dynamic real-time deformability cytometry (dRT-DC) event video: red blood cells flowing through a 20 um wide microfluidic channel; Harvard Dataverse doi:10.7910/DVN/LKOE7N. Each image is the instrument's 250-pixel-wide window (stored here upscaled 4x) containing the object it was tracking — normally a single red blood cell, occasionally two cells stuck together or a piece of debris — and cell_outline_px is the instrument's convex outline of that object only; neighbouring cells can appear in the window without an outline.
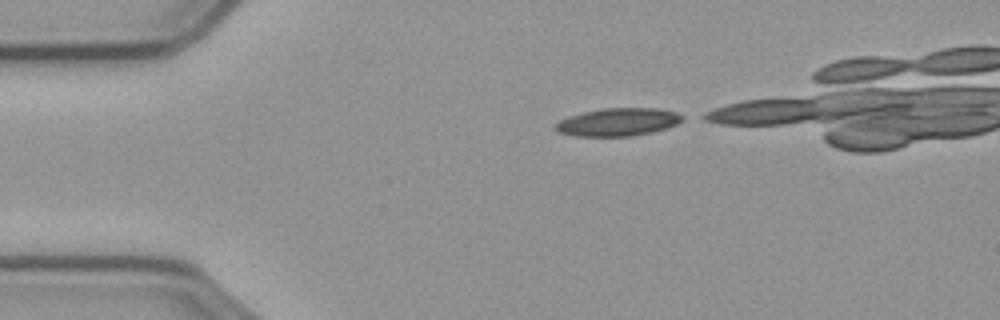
{"species": "common noctule bat (a hibernating species)", "species_latin": "Nyctalus noctula", "temperature_condition": "cold", "stored_images_in_passage": 21, "camera_frame_rate_fps": 3000, "um_per_image_px": 0.085, "animal": {"sex": "male", "body_mass_g": 23.1, "forearm_length_mm": 52.7}, "frame": {"image": 1, "passage_image": 1, "time_ms": 0.0, "image_size_px": [1000, 320], "cell_outline_px": [[684, 120], [668, 128], [652, 132], [632, 136], [576, 136], [560, 132], [552, 128], [552, 124], [568, 116], [584, 112], [604, 108], [656, 108], [676, 112], [684, 116]], "centroid_in_image_um": [52.52, 10.37], "position_along_channel_um": 32.5, "area_um2": 20.75}}
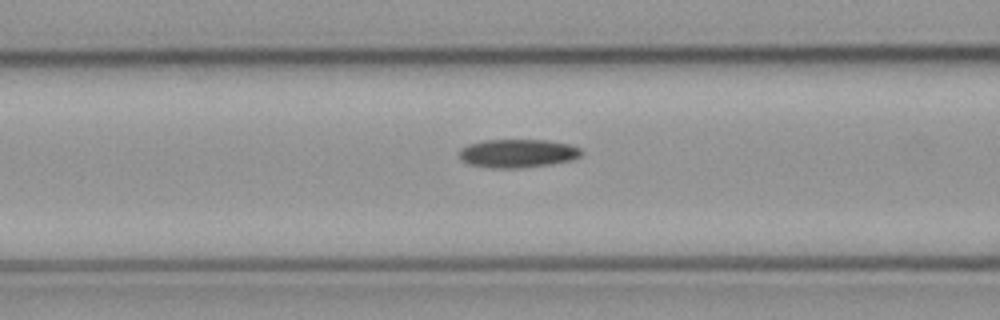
{"frame": {"image": 2, "passage_image": 12, "time_ms": 3.667, "image_size_px": [1000, 320], "cell_outline_px": [[584, 152], [580, 156], [572, 160], [552, 164], [520, 168], [492, 168], [468, 164], [460, 160], [460, 148], [468, 144], [484, 140], [548, 140], [572, 144], [580, 148]], "centroid_in_image_um": [44.02, 13.03], "position_along_channel_um": 122.6, "area_um2": 20.52}}
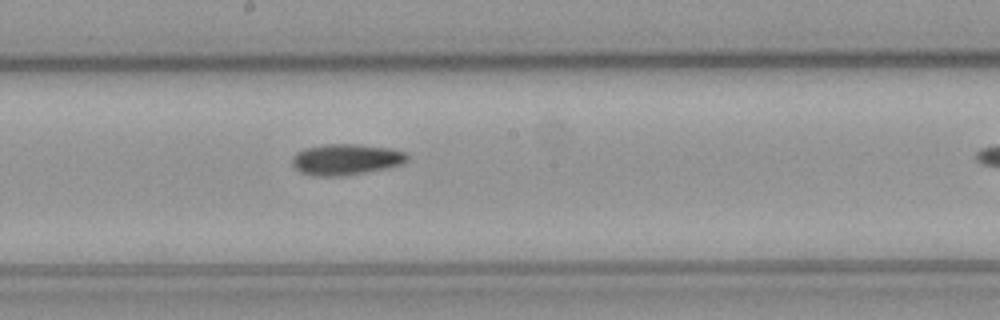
{"frame": {"image": 3, "passage_image": 20, "time_ms": 6.333, "image_size_px": [1000, 320], "cell_outline_px": [[408, 160], [404, 164], [364, 172], [340, 176], [312, 176], [300, 172], [292, 164], [292, 160], [296, 152], [308, 148], [324, 144], [356, 144], [392, 148], [404, 152], [408, 156]], "centroid_in_image_um": [29.41, 13.55], "position_along_channel_um": 218.8, "area_um2": 20.69}}